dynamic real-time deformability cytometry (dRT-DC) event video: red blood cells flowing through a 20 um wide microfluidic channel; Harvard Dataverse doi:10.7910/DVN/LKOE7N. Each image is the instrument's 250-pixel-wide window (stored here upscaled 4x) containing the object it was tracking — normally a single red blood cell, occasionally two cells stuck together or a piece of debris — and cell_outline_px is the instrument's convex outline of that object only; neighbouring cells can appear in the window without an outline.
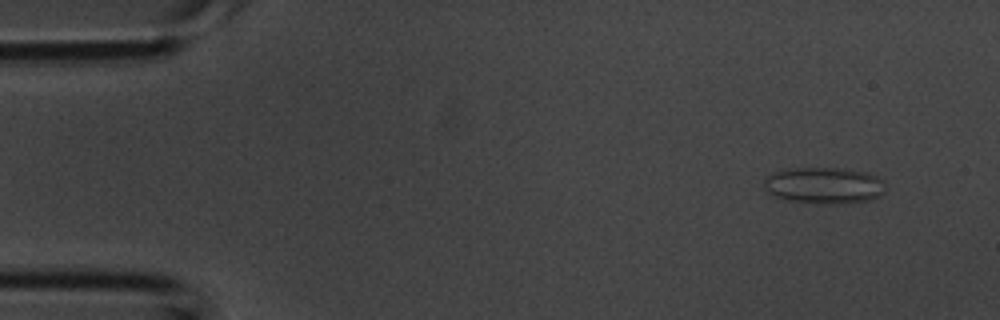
{"species": "common noctule bat (a hibernating species)", "species_latin": "Nyctalus noctula", "temperature_condition": "room temperature", "stored_images_in_passage": 3, "camera_frame_rate_fps": 3000, "um_per_image_px": 0.085, "animal": {"sex": "male", "body_mass_g": 20.1, "forearm_length_mm": 53.5}, "frame": {"image": 1, "passage_image": 1, "time_ms": 0.0, "image_size_px": [1000, 320], "cell_outline_px": [[884, 192], [880, 196], [868, 200], [848, 204], [820, 204], [784, 200], [768, 192], [764, 188], [764, 180], [772, 172], [792, 168], [844, 168], [868, 172], [884, 180]], "centroid_in_image_um": [70.06, 15.77], "position_along_channel_um": 14.9, "area_um2": 26.24}}
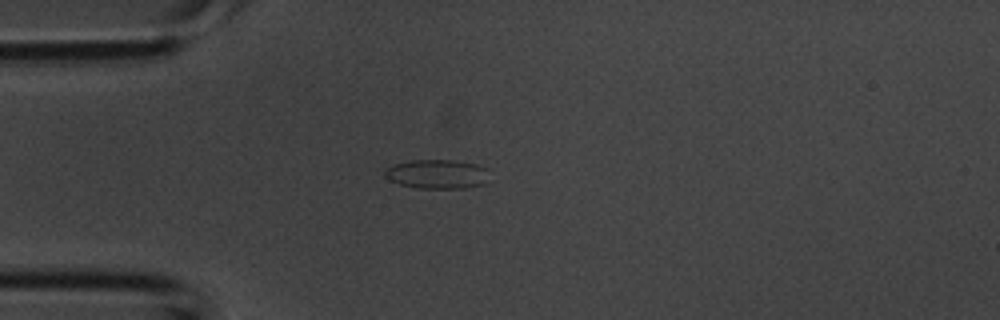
{"frame": {"image": 2, "passage_image": 3, "time_ms": 0.667, "image_size_px": [1000, 320], "cell_outline_px": [[488, 168], [484, 184], [464, 188], [420, 188], [400, 184], [388, 180], [384, 176], [384, 168], [392, 164], [412, 160], [452, 160], [476, 164]], "centroid_in_image_um": [37.1, 14.79], "position_along_channel_um": 47.9, "area_um2": 17.8}}